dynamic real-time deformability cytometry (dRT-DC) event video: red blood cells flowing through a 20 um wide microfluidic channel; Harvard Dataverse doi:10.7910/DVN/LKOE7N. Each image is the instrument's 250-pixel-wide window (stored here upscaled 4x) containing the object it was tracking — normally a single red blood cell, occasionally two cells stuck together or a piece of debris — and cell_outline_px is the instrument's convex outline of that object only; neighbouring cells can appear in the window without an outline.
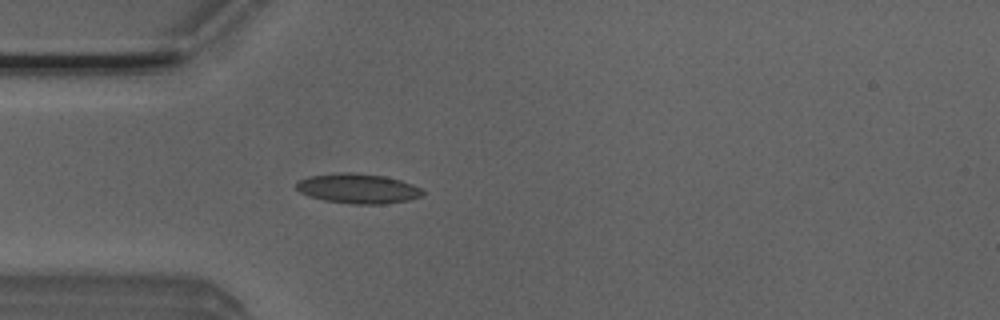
{"species": "Egyptian fruit bat (a non-hibernating species)", "species_latin": "Rousettus aegyptiacus", "temperature_condition": "room temperature", "stored_images_in_passage": 1, "camera_frame_rate_fps": 3000, "um_per_image_px": 0.085, "animal": {"sex": "male"}, "frame": {"image": 1, "passage_image": 1, "time_ms": 0.0, "image_size_px": [1000, 320], "cell_outline_px": [[424, 196], [408, 200], [384, 204], [352, 204], [324, 200], [308, 196], [300, 192], [296, 188], [296, 184], [300, 180], [308, 176], [336, 172], [352, 172], [384, 176], [400, 180], [412, 184], [420, 188], [424, 192]], "centroid_in_image_um": [30.42, 16.02], "position_along_channel_um": 54.6, "area_um2": 22.08}}